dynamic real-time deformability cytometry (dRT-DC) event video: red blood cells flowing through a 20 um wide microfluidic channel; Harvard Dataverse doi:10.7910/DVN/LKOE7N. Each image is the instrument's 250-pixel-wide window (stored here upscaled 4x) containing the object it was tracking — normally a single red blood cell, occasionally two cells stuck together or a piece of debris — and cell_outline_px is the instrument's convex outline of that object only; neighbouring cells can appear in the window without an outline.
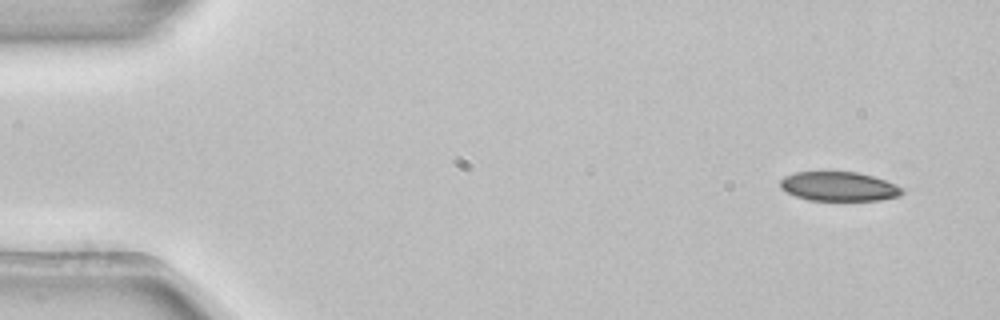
{"species": "common noctule bat (a hibernating species)", "species_latin": "Nyctalus noctula", "temperature_condition": "room temperature", "stored_images_in_passage": 4, "camera_frame_rate_fps": 3000, "um_per_image_px": 0.085, "animal": {"sex": "female", "body_mass_g": 22.7, "forearm_length_mm": 54.2}, "frame": {"image": 1, "passage_image": 1, "time_ms": 0.0, "image_size_px": [1000, 320], "cell_outline_px": [[904, 192], [900, 196], [880, 200], [808, 200], [784, 192], [780, 188], [780, 180], [784, 176], [796, 172], [856, 172], [872, 176], [896, 184], [904, 188]], "centroid_in_image_um": [71.3, 15.85], "position_along_channel_um": 13.7, "area_um2": 20.87}}
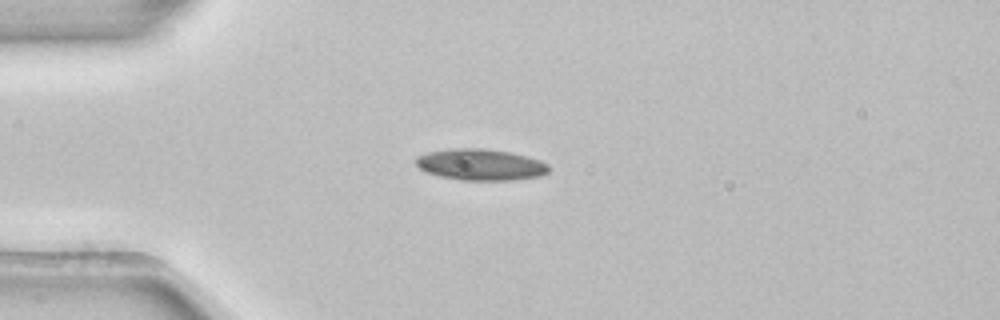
{"frame": {"image": 2, "passage_image": 3, "time_ms": 0.667, "image_size_px": [1000, 320], "cell_outline_px": [[552, 168], [548, 172], [540, 176], [512, 180], [460, 180], [440, 176], [428, 172], [420, 168], [416, 164], [416, 156], [428, 152], [452, 148], [484, 148], [508, 152], [528, 156], [540, 160], [548, 164]], "centroid_in_image_um": [40.88, 13.99], "position_along_channel_um": 44.1, "area_um2": 24.33}}